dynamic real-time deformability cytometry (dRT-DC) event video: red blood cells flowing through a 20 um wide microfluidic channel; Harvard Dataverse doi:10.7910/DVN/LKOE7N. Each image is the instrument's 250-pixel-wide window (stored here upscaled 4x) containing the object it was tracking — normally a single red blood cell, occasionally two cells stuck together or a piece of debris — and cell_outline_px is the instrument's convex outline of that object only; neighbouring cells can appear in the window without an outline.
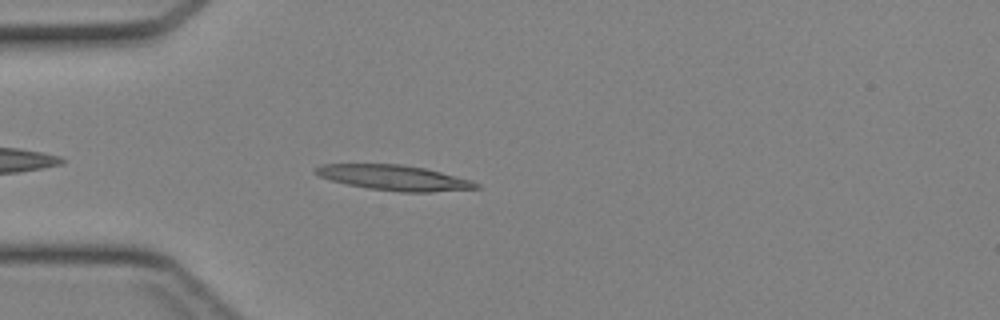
{"species": "Egyptian fruit bat (a non-hibernating species)", "species_latin": "Rousettus aegyptiacus", "temperature_condition": "cold", "stored_images_in_passage": 36, "camera_frame_rate_fps": 3000, "um_per_image_px": 0.085, "animal": {"sex": "female"}, "frame": {"image": 1, "passage_image": 5, "time_ms": 1.333, "image_size_px": [1000, 320], "cell_outline_px": [[480, 188], [432, 192], [400, 192], [368, 188], [348, 184], [332, 180], [320, 176], [312, 172], [312, 168], [320, 164], [400, 164], [424, 168], [472, 180], [480, 184]], "centroid_in_image_um": [33.48, 15.1], "position_along_channel_um": 51.5, "area_um2": 23.58}}
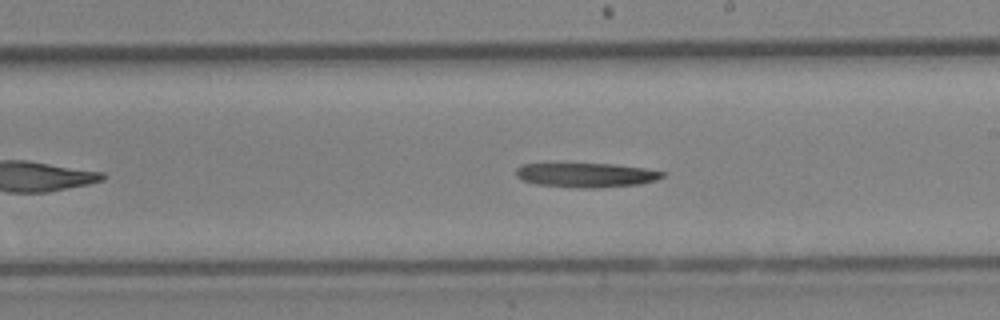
{"frame": {"image": 2, "passage_image": 18, "time_ms": 5.667, "image_size_px": [1000, 320], "cell_outline_px": [[664, 176], [656, 180], [640, 184], [600, 188], [580, 188], [536, 184], [524, 180], [516, 176], [516, 168], [520, 164], [616, 164], [644, 168], [664, 172]], "centroid_in_image_um": [49.84, 14.88], "position_along_channel_um": 239.2, "area_um2": 20.75}}
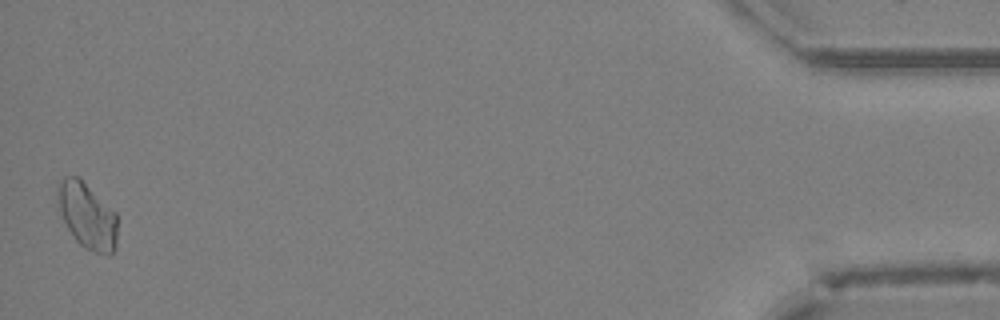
{"frame": {"image": 3, "passage_image": 36, "time_ms": 11.667, "image_size_px": [1000, 320], "cell_outline_px": [[116, 248], [108, 256], [84, 248], [76, 240], [68, 228], [60, 212], [56, 188], [56, 184], [64, 176], [80, 176], [116, 212]], "centroid_in_image_um": [7.41, 18.29], "position_along_channel_um": 427.8, "area_um2": 23.18}}